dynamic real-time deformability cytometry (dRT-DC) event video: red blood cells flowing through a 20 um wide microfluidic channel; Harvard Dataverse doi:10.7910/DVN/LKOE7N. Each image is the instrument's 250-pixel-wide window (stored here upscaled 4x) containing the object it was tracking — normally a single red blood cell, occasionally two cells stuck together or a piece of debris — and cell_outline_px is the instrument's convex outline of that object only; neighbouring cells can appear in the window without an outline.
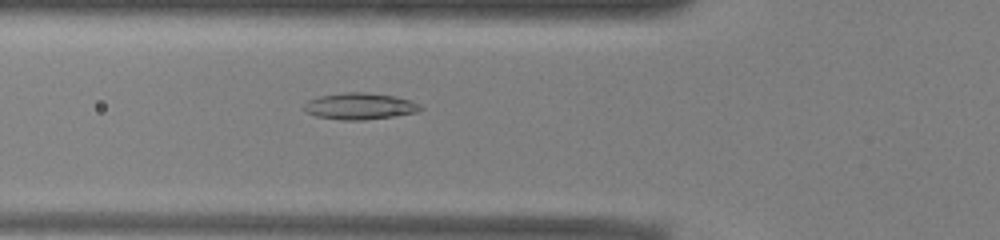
{"species": "common noctule bat (a hibernating species)", "species_latin": "Nyctalus noctula", "temperature_condition": "warm", "stored_images_in_passage": 39, "camera_frame_rate_fps": 3000, "um_per_image_px": 0.085, "animal": {"sex": "male", "body_mass_g": 13.0, "forearm_length_mm": 53.1}, "frame": {"image": 1, "passage_image": 5, "time_ms": 1.333, "image_size_px": [1000, 240], "cell_outline_px": [[424, 108], [416, 112], [392, 116], [364, 120], [340, 120], [316, 116], [300, 108], [308, 100], [320, 96], [344, 92], [364, 92], [392, 96], [408, 100], [420, 104]], "centroid_in_image_um": [30.53, 9.03], "position_along_channel_um": 95.3, "area_um2": 17.86}}
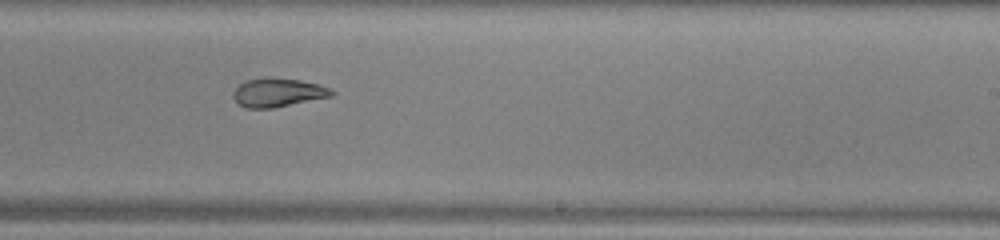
{"frame": {"image": 2, "passage_image": 18, "time_ms": 5.667, "image_size_px": [1000, 240], "cell_outline_px": [[336, 92], [332, 96], [272, 108], [248, 108], [240, 104], [232, 96], [236, 88], [240, 84], [248, 80], [300, 80], [320, 84]], "centroid_in_image_um": [23.67, 7.9], "position_along_channel_um": 265.3, "area_um2": 15.61}}
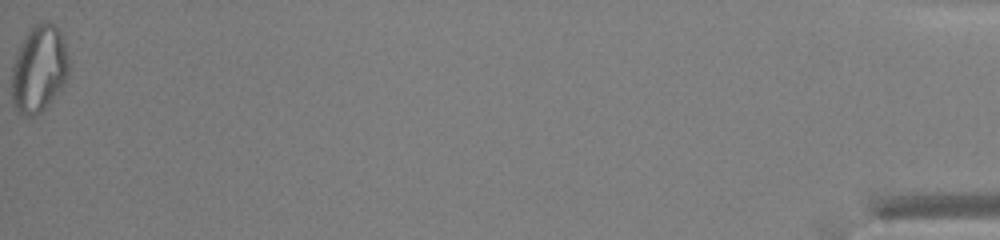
{"frame": {"image": 3, "passage_image": 39, "time_ms": 12.667, "image_size_px": [1000, 240], "cell_outline_px": [[68, 72], [60, 88], [52, 100], [36, 116], [28, 120], [20, 116], [12, 104], [12, 68], [20, 44], [28, 32], [36, 24], [44, 20], [56, 24], [64, 40], [68, 56]], "centroid_in_image_um": [3.29, 5.89], "position_along_channel_um": 431.9, "area_um2": 29.07}, "authors_computed_cell_mechanics": {"area_um2": 17.6868, "velocity_mm_per_s": 3.9283, "shape_relaxation_time_tau1_ms": null, "shape_relaxation_time_tau2_ms": 2.9488, "deformation_change_tau1": null, "deformation_change_tau2": 0.0981}}